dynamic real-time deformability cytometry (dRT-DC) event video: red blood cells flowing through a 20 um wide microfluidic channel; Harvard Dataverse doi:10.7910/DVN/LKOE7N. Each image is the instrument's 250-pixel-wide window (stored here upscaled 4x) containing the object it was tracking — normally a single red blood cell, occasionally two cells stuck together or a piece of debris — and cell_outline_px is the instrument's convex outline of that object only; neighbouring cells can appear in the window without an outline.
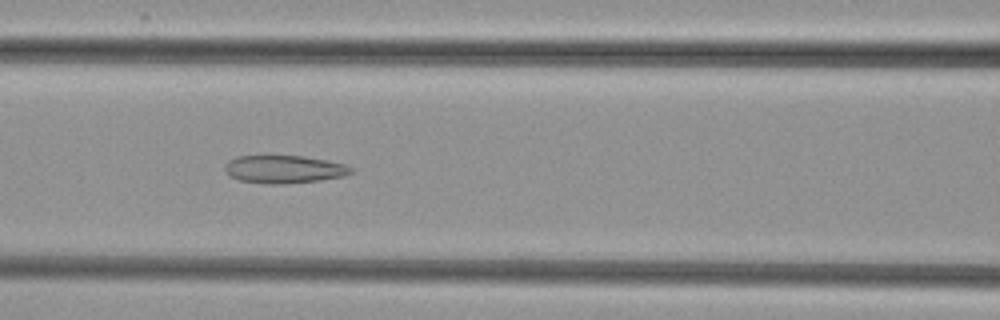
{"species": "common noctule bat (a hibernating species)", "species_latin": "Nyctalus noctula", "temperature_condition": "cold", "stored_images_in_passage": 45, "camera_frame_rate_fps": 3000, "um_per_image_px": 0.085, "animal": {"sex": "female", "body_mass_g": 29.2, "forearm_length_mm": 56.3}, "frame": {"image": 1, "passage_image": 17, "time_ms": 5.333, "image_size_px": [1000, 320], "cell_outline_px": [[352, 172], [344, 176], [320, 180], [284, 184], [268, 184], [240, 180], [232, 176], [224, 168], [224, 164], [228, 160], [236, 156], [304, 156], [328, 160], [344, 164], [352, 168]], "centroid_in_image_um": [24.15, 14.38], "position_along_channel_um": 142.4, "area_um2": 20.4}}
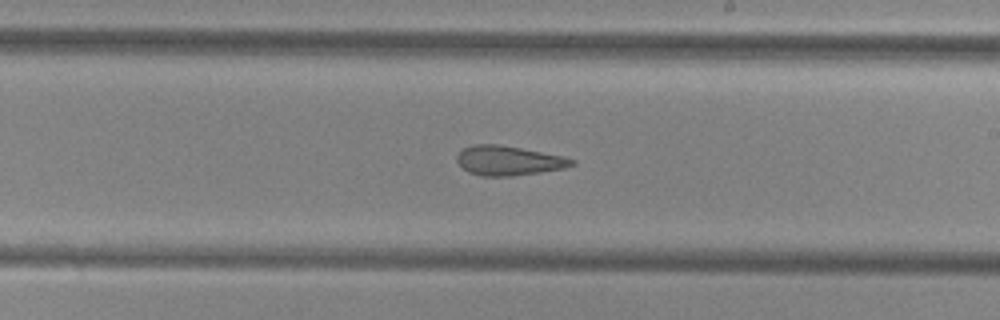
{"frame": {"image": 2, "passage_image": 25, "time_ms": 8.0, "image_size_px": [1000, 320], "cell_outline_px": [[576, 164], [564, 168], [540, 172], [512, 176], [480, 176], [468, 172], [456, 160], [456, 156], [464, 148], [472, 144], [500, 144], [564, 156], [576, 160]], "centroid_in_image_um": [43.24, 13.65], "position_along_channel_um": 245.8, "area_um2": 19.83}}
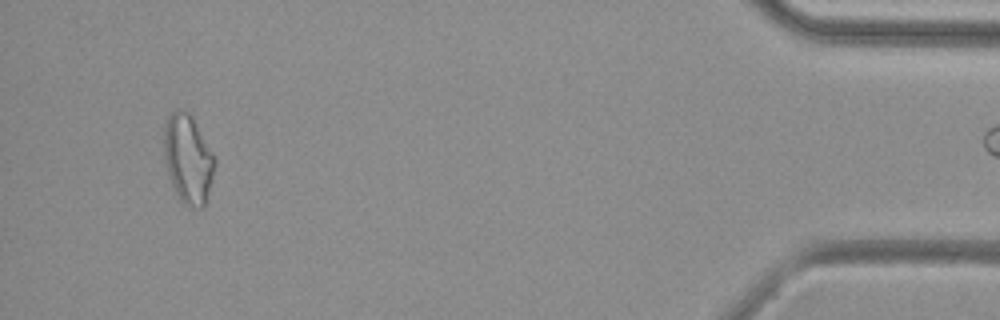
{"frame": {"image": 3, "passage_image": 44, "time_ms": 14.333, "image_size_px": [1000, 320], "cell_outline_px": [[216, 164], [212, 180], [204, 204], [200, 208], [196, 208], [184, 204], [180, 200], [168, 176], [164, 160], [164, 128], [168, 116], [176, 108], [180, 108], [188, 112], [216, 160]], "centroid_in_image_um": [15.95, 13.52], "position_along_channel_um": 419.2, "area_um2": 25.89}}